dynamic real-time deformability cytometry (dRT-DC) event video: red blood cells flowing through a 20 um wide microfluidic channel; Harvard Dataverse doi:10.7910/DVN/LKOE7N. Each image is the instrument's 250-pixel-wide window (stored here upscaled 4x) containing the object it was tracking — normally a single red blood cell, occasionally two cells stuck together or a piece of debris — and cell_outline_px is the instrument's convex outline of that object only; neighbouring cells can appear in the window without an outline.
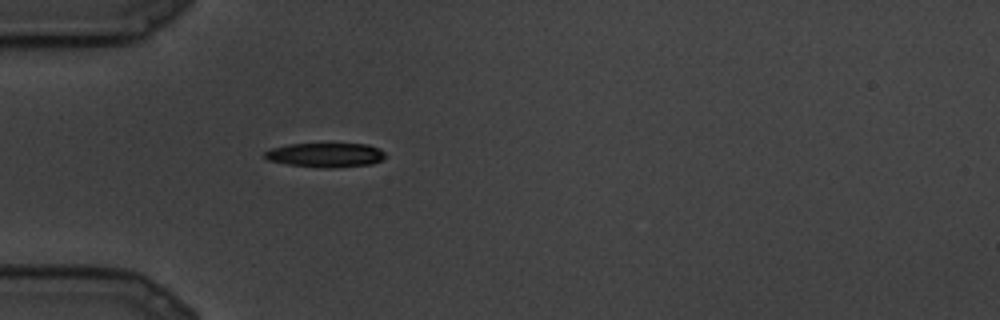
{"species": "common noctule bat (a hibernating species)", "species_latin": "Nyctalus noctula", "temperature_condition": "cold", "stored_images_in_passage": 8, "camera_frame_rate_fps": 3000, "um_per_image_px": 0.085, "animal": {"sex": "male", "body_mass_g": 19.5, "forearm_length_mm": 54.6}, "frame": {"image": 1, "passage_image": 1, "time_ms": 0.0, "image_size_px": [1000, 320], "cell_outline_px": [[384, 156], [380, 160], [372, 164], [332, 168], [320, 168], [284, 164], [268, 160], [264, 156], [264, 152], [272, 148], [288, 144], [368, 144], [384, 152]], "centroid_in_image_um": [27.62, 13.18], "position_along_channel_um": 57.4, "area_um2": 17.05}}
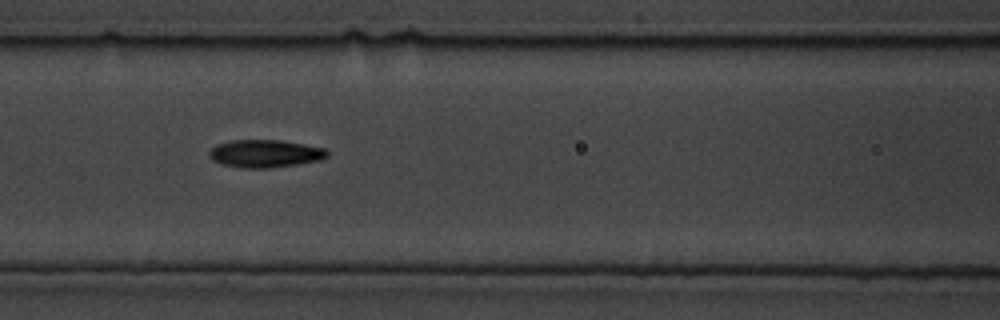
{"frame": {"image": 2, "passage_image": 5, "time_ms": 1.333, "image_size_px": [1000, 320], "cell_outline_px": [[328, 156], [320, 160], [296, 164], [268, 168], [240, 168], [220, 164], [212, 160], [208, 156], [208, 152], [216, 144], [228, 140], [280, 140], [304, 144], [324, 148], [328, 152]], "centroid_in_image_um": [22.47, 13.05], "position_along_channel_um": 144.1, "area_um2": 19.19}}
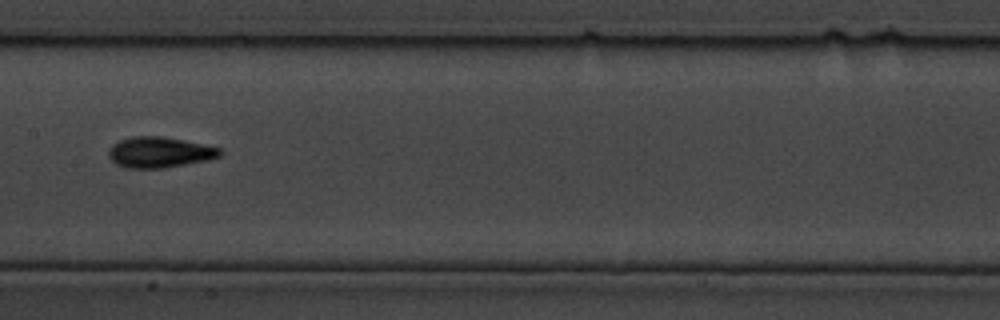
{"frame": {"image": 3, "passage_image": 7, "time_ms": 2.0, "image_size_px": [1000, 320], "cell_outline_px": [[224, 152], [220, 156], [208, 160], [164, 168], [128, 168], [116, 164], [108, 156], [108, 148], [112, 144], [120, 140], [132, 136], [164, 136], [204, 144], [220, 148]], "centroid_in_image_um": [13.56, 12.94], "position_along_channel_um": 193.8, "area_um2": 20.11}}